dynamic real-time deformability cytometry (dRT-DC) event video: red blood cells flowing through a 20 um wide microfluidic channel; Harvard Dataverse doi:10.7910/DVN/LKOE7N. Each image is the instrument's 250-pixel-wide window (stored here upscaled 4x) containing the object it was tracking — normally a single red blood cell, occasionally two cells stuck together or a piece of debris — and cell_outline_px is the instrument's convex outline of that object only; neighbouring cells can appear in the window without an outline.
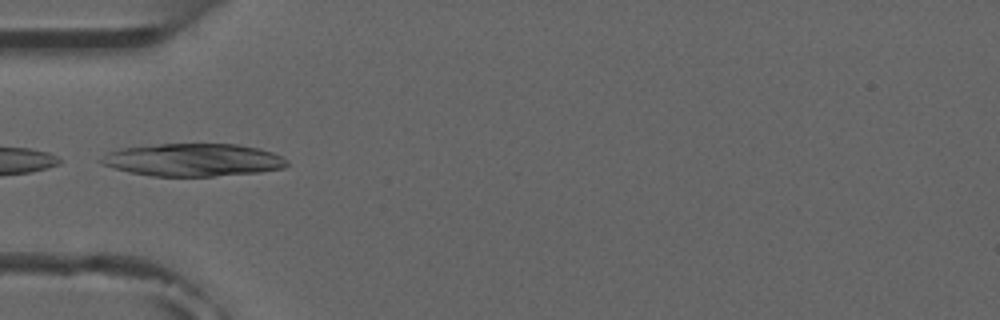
{"species": "common noctule bat (a hibernating species)", "species_latin": "Nyctalus noctula", "temperature_condition": "room temperature", "stored_images_in_passage": 5, "camera_frame_rate_fps": 3000, "um_per_image_px": 0.085, "animal": {"sex": "male", "forearm_length_mm": 52.5}, "frame": {"image": 1, "passage_image": 5, "time_ms": 4.667, "image_size_px": [1000, 320], "cell_outline_px": [[288, 164], [284, 168], [260, 172], [212, 176], [152, 176], [128, 172], [100, 164], [96, 160], [108, 152], [120, 148], [160, 144], [236, 144], [260, 148], [272, 152], [288, 160]], "centroid_in_image_um": [16.38, 13.59], "position_along_channel_um": 68.6, "area_um2": 35.6}}